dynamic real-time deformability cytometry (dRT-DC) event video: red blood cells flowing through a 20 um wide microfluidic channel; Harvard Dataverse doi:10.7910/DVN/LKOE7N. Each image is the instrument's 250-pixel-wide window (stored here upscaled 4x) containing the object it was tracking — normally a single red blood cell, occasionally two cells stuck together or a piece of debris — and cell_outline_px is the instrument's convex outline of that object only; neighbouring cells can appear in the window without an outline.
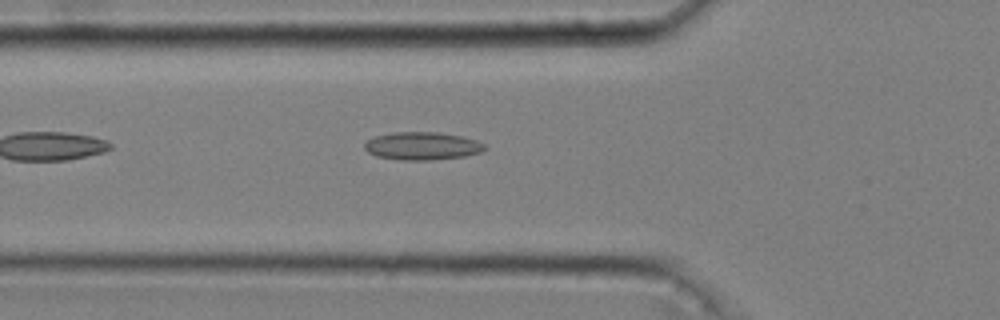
{"species": "common noctule bat (a hibernating species)", "species_latin": "Nyctalus noctula", "temperature_condition": "cold", "stored_images_in_passage": 33, "camera_frame_rate_fps": 3000, "um_per_image_px": 0.085, "animal": {"sex": "male", "body_mass_g": 20.4}, "frame": {"image": 1, "passage_image": 2, "time_ms": 0.333, "image_size_px": [1000, 320], "cell_outline_px": [[488, 148], [480, 152], [464, 156], [432, 160], [400, 160], [376, 156], [368, 152], [364, 148], [364, 144], [368, 140], [376, 136], [392, 132], [440, 132], [460, 136], [476, 140], [484, 144]], "centroid_in_image_um": [35.88, 12.41], "position_along_channel_um": 89.9, "area_um2": 19.54}}
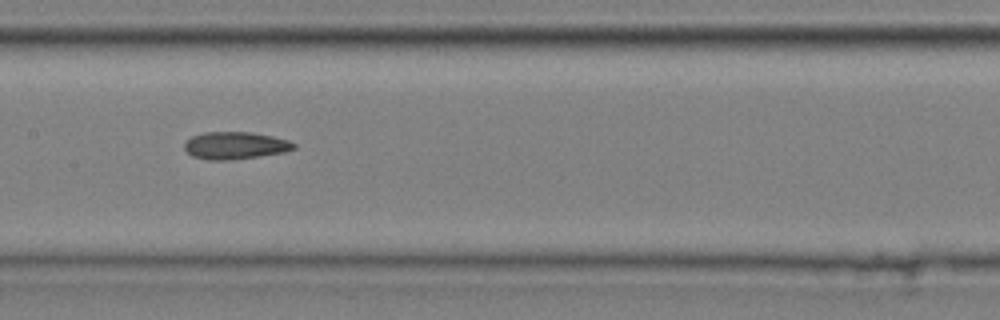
{"frame": {"image": 2, "passage_image": 10, "time_ms": 3.0, "image_size_px": [1000, 320], "cell_outline_px": [[296, 148], [284, 152], [232, 160], [208, 160], [192, 156], [184, 148], [184, 144], [192, 136], [204, 132], [248, 132], [272, 136], [288, 140], [296, 144]], "centroid_in_image_um": [19.99, 12.37], "position_along_channel_um": 187.4, "area_um2": 17.34}}
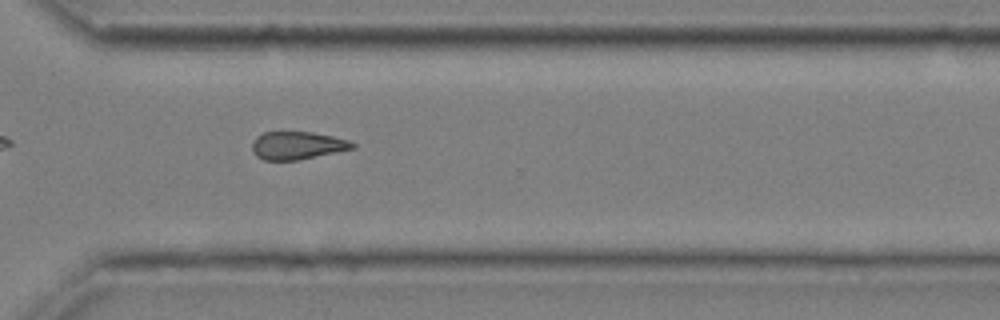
{"frame": {"image": 3, "passage_image": 23, "time_ms": 7.333, "image_size_px": [1000, 320], "cell_outline_px": [[356, 148], [296, 160], [264, 160], [256, 156], [252, 152], [252, 140], [256, 136], [264, 132], [312, 132], [332, 136], [348, 140], [356, 144]], "centroid_in_image_um": [25.24, 12.36], "position_along_channel_um": 345.4, "area_um2": 16.3}}